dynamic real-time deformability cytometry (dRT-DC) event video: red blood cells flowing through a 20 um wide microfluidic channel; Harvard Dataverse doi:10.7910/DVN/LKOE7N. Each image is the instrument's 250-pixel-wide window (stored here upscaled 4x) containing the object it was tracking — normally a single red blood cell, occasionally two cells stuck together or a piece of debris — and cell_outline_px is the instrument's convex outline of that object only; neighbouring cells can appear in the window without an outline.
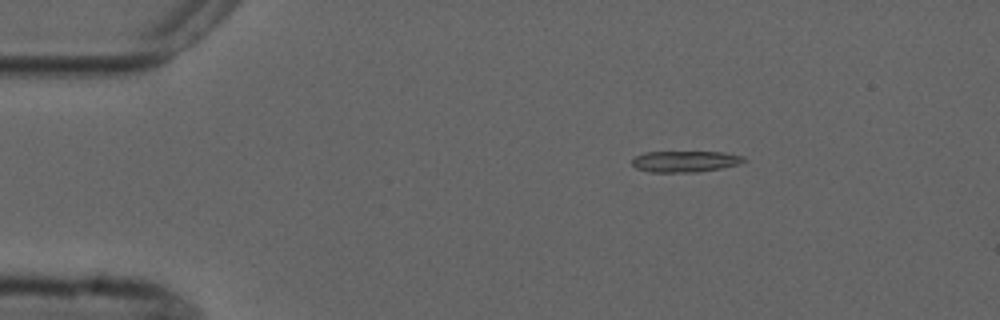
{"species": "common noctule bat (a hibernating species)", "species_latin": "Nyctalus noctula", "temperature_condition": "cold", "stored_images_in_passage": 2, "camera_frame_rate_fps": 3000, "um_per_image_px": 0.085, "animal": {"sex": "male", "forearm_length_mm": 52.5}, "frame": {"image": 1, "passage_image": 1, "time_ms": 0.0, "image_size_px": [1000, 320], "cell_outline_px": [[748, 160], [740, 164], [720, 168], [696, 172], [648, 172], [636, 168], [632, 164], [632, 160], [636, 156], [644, 152], [724, 152], [744, 156]], "centroid_in_image_um": [58.26, 13.72], "position_along_channel_um": 26.7, "area_um2": 13.87}}